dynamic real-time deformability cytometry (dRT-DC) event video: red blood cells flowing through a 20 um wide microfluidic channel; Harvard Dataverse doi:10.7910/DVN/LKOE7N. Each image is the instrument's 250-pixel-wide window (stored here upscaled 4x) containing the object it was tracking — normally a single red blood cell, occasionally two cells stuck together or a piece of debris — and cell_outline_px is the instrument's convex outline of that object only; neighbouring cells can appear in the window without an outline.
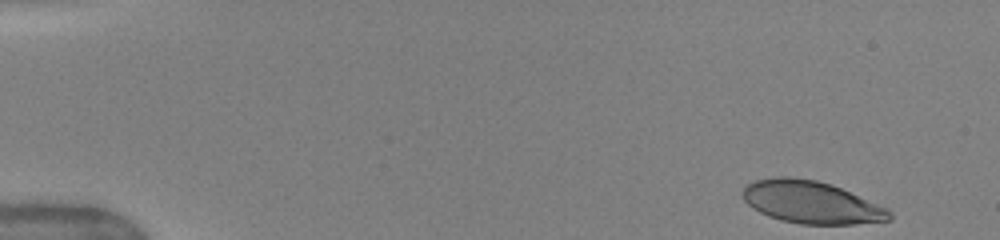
{"species": "human", "species_latin": "Homo sapiens", "temperature_condition": "warm", "stored_images_in_passage": 35, "camera_frame_rate_fps": 3000, "um_per_image_px": 0.085, "donor": {"sex": "female"}, "frame": {"image": 1, "passage_image": 1, "time_ms": 0.0, "image_size_px": [1000, 240], "cell_outline_px": [[892, 220], [852, 224], [800, 224], [780, 220], [768, 216], [752, 208], [744, 200], [740, 192], [748, 184], [756, 180], [776, 176], [788, 176], [816, 180], [840, 188], [888, 208], [892, 212]], "centroid_in_image_um": [68.93, 17.2], "position_along_channel_um": 16.1, "area_um2": 36.24}, "authors_computed_cell_mechanics": {"area_um2": 39.0728, "velocity_mm_per_s": 3.9987, "shape_relaxation_time_tau1_ms": 2.8775, "shape_relaxation_time_tau2_ms": 0.7471, "deformation_change_tau1": 0.1531, "deformation_change_tau2": 0.076}}